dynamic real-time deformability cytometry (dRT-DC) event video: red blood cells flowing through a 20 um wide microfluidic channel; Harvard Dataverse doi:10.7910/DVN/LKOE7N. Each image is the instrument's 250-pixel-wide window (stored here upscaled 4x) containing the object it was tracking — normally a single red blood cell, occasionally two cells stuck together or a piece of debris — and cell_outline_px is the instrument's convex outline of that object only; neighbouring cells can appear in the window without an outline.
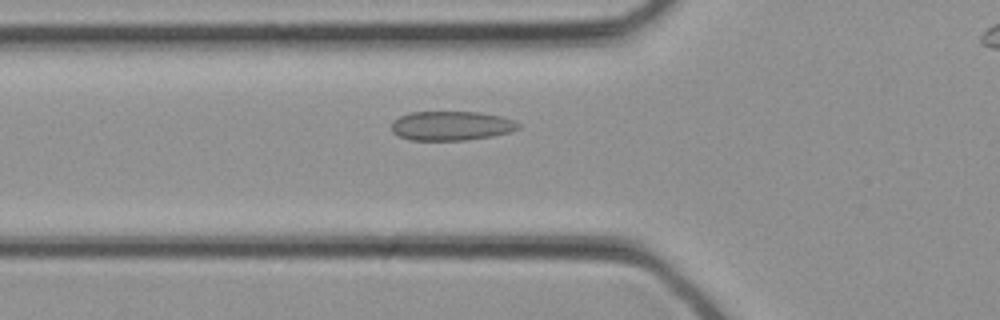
{"species": "common noctule bat (a hibernating species)", "species_latin": "Nyctalus noctula", "temperature_condition": "cold", "stored_images_in_passage": 29, "camera_frame_rate_fps": 3000, "um_per_image_px": 0.085, "animal": {"sex": "female", "body_mass_g": 21.9}, "frame": {"image": 1, "passage_image": 11, "time_ms": 3.333, "image_size_px": [1000, 320], "cell_outline_px": [[520, 128], [508, 132], [492, 136], [468, 140], [412, 140], [400, 136], [392, 132], [392, 124], [400, 116], [412, 112], [480, 112], [500, 116], [512, 120], [520, 124]], "centroid_in_image_um": [38.38, 10.69], "position_along_channel_um": 87.4, "area_um2": 21.44}}
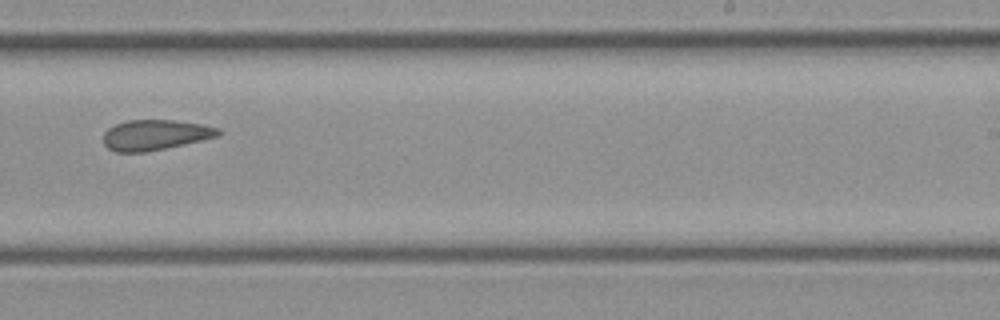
{"frame": {"image": 2, "passage_image": 20, "time_ms": 6.333, "image_size_px": [1000, 320], "cell_outline_px": [[220, 136], [148, 152], [116, 152], [108, 148], [104, 144], [104, 132], [108, 128], [116, 124], [128, 120], [172, 120], [200, 124], [220, 128]], "centroid_in_image_um": [13.19, 11.47], "position_along_channel_um": 275.8, "area_um2": 20.29}}
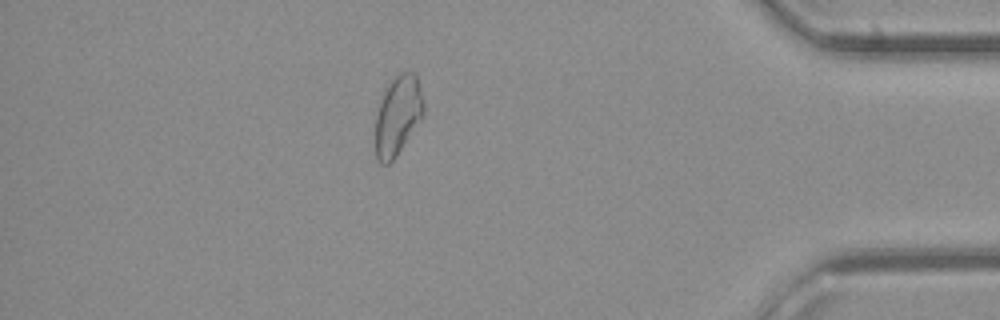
{"frame": {"image": 3, "passage_image": 28, "time_ms": 9.0, "image_size_px": [1000, 320], "cell_outline_px": [[424, 112], [420, 120], [396, 156], [388, 164], [380, 164], [376, 160], [376, 116], [380, 100], [384, 92], [392, 80], [400, 72], [416, 72], [424, 104]], "centroid_in_image_um": [33.81, 9.81], "position_along_channel_um": 401.4, "area_um2": 22.02}}